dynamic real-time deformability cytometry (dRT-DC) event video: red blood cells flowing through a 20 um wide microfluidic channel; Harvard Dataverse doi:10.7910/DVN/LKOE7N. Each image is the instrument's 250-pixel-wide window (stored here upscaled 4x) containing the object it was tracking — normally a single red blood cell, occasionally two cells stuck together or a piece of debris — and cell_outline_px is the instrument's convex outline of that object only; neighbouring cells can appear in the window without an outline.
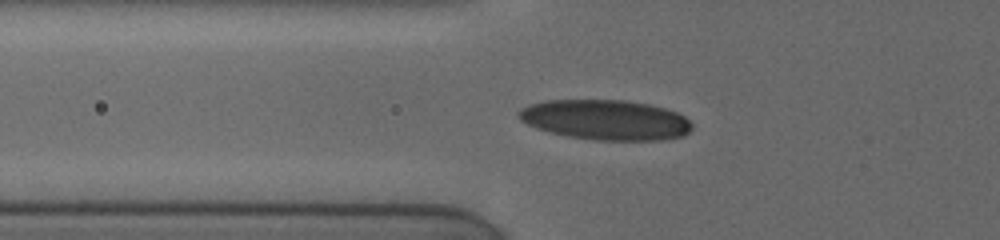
{"species": "human", "species_latin": "Homo sapiens", "temperature_condition": "cold", "stored_images_in_passage": 10, "camera_frame_rate_fps": 3000, "um_per_image_px": 0.085, "donor": {"sex": "female"}, "frame": {"image": 1, "passage_image": 9, "time_ms": 5.0, "image_size_px": [1000, 240], "cell_outline_px": [[692, 128], [684, 136], [660, 140], [596, 140], [568, 136], [536, 128], [520, 120], [516, 116], [516, 112], [520, 108], [532, 104], [548, 100], [624, 100], [648, 104], [664, 108], [676, 112], [684, 116], [692, 124]], "centroid_in_image_um": [51.47, 10.18], "position_along_channel_um": 74.3, "area_um2": 40.4}}